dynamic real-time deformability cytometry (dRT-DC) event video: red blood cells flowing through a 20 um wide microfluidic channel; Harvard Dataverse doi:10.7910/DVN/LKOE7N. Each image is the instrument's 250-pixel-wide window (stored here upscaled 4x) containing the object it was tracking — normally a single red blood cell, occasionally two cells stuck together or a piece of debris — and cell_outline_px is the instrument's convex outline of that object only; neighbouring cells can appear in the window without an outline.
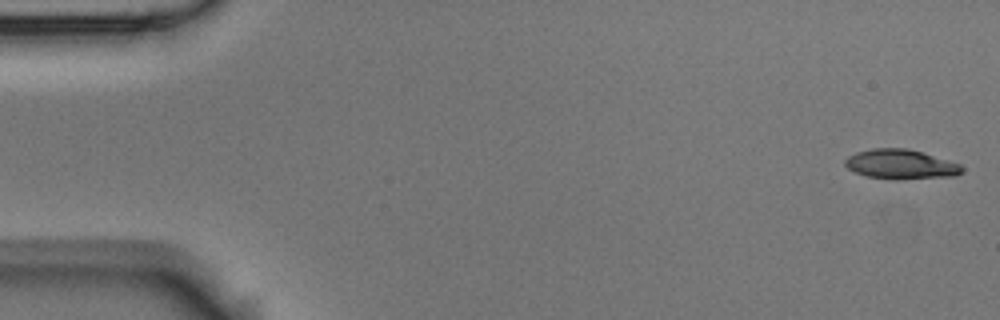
{"species": "Egyptian fruit bat (a non-hibernating species)", "species_latin": "Rousettus aegyptiacus", "temperature_condition": "room temperature", "stored_images_in_passage": 5, "camera_frame_rate_fps": 3000, "um_per_image_px": 0.085, "animal": {"sex": "male"}, "frame": {"image": 1, "passage_image": 1, "time_ms": 0.0, "image_size_px": [1000, 320], "cell_outline_px": [[964, 168], [956, 176], [896, 180], [868, 176], [856, 172], [848, 168], [844, 164], [844, 160], [848, 156], [856, 152], [872, 148], [908, 148], [924, 152], [960, 164]], "centroid_in_image_um": [76.57, 13.96], "position_along_channel_um": 8.4, "area_um2": 20.29}}
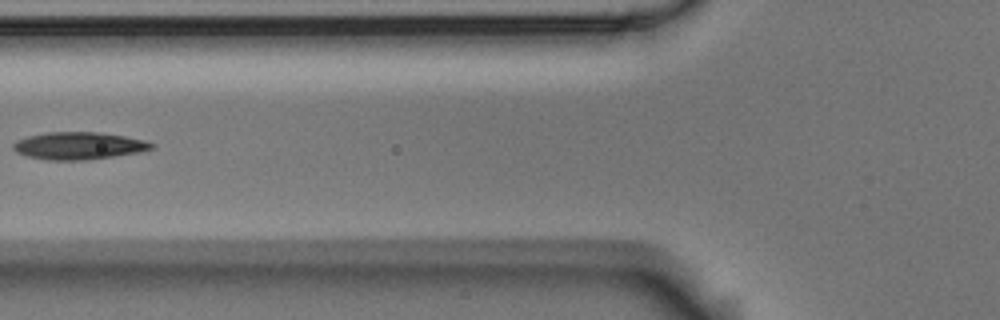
{"frame": {"image": 2, "passage_image": 4, "time_ms": 1.0, "image_size_px": [1000, 320], "cell_outline_px": [[156, 144], [152, 148], [136, 152], [112, 156], [84, 160], [48, 160], [28, 156], [16, 152], [12, 148], [12, 144], [16, 140], [28, 136], [44, 132], [100, 132], [124, 136], [144, 140]], "centroid_in_image_um": [6.63, 12.38], "position_along_channel_um": 119.2, "area_um2": 21.91}}
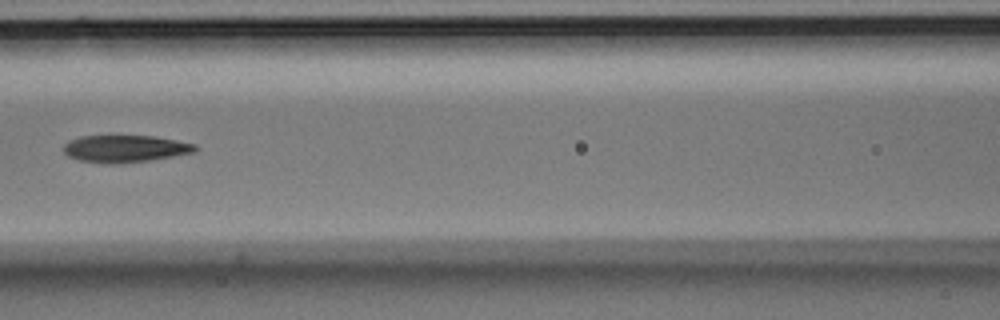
{"frame": {"image": 3, "passage_image": 5, "time_ms": 1.333, "image_size_px": [1000, 320], "cell_outline_px": [[196, 152], [148, 160], [112, 164], [104, 164], [80, 160], [68, 156], [64, 152], [64, 144], [68, 140], [80, 136], [152, 136], [176, 140], [196, 144]], "centroid_in_image_um": [10.6, 12.63], "position_along_channel_um": 156.0, "area_um2": 20.69}}